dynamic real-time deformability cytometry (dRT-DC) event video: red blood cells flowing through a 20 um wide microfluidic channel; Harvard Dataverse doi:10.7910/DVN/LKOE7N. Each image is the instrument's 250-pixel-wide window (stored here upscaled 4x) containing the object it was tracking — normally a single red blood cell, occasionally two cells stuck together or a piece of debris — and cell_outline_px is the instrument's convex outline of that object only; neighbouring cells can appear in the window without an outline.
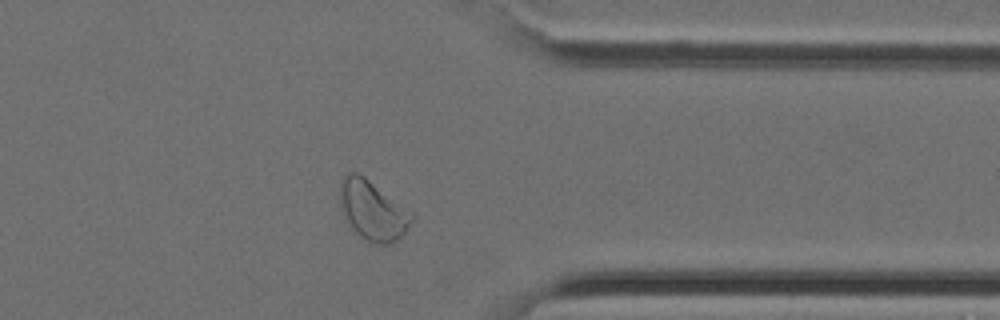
{"species": "Egyptian fruit bat (a non-hibernating species)", "species_latin": "Rousettus aegyptiacus", "temperature_condition": "cold", "stored_images_in_passage": 34, "segment_of_instrument_passage": [1, 2], "camera_frame_rate_fps": 3000, "um_per_image_px": 0.085, "animal": {"sex": "female"}, "frame": {"image": 1, "passage_image": 25, "time_ms": 8.0, "image_size_px": [1000, 320], "cell_outline_px": [[412, 220], [404, 232], [392, 244], [372, 244], [360, 236], [348, 224], [344, 216], [340, 200], [340, 180], [344, 176], [352, 172], [356, 172], [364, 176], [412, 216]], "centroid_in_image_um": [31.6, 17.91], "position_along_channel_um": 379.8, "area_um2": 23.87}}